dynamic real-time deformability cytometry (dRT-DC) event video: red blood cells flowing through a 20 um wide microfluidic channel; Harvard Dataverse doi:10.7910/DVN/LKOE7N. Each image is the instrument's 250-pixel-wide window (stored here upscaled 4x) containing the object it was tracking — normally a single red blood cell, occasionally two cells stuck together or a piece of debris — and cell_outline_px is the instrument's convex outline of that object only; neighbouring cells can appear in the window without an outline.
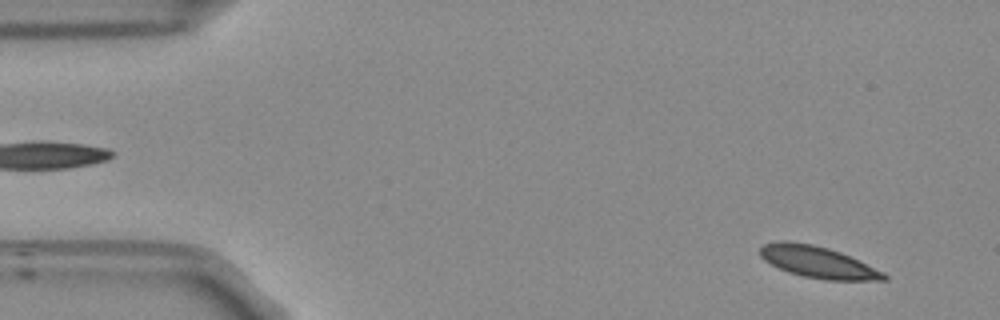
{"species": "Egyptian fruit bat (a non-hibernating species)", "species_latin": "Rousettus aegyptiacus", "temperature_condition": "room temperature", "stored_images_in_passage": 54, "camera_frame_rate_fps": 3000, "um_per_image_px": 0.085, "frame": {"image": 1, "passage_image": 3, "time_ms": 0.667, "image_size_px": [1000, 320], "cell_outline_px": [[888, 280], [824, 280], [804, 276], [788, 272], [764, 260], [760, 256], [760, 248], [764, 244], [776, 240], [788, 240], [812, 244], [828, 248], [840, 252], [884, 272], [888, 276]], "centroid_in_image_um": [69.5, 22.27], "position_along_channel_um": 15.5, "area_um2": 22.72}}
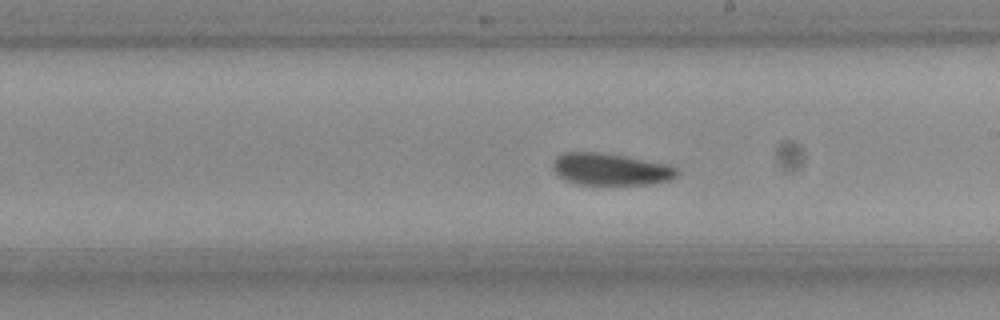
{"frame": {"image": 2, "passage_image": 29, "time_ms": 9.333, "image_size_px": [1000, 320], "cell_outline_px": [[680, 172], [676, 176], [668, 180], [652, 184], [576, 184], [564, 180], [552, 168], [552, 164], [556, 156], [564, 152], [596, 152], [624, 156], [668, 164], [676, 168]], "centroid_in_image_um": [51.88, 14.38], "position_along_channel_um": 237.1, "area_um2": 23.06}}
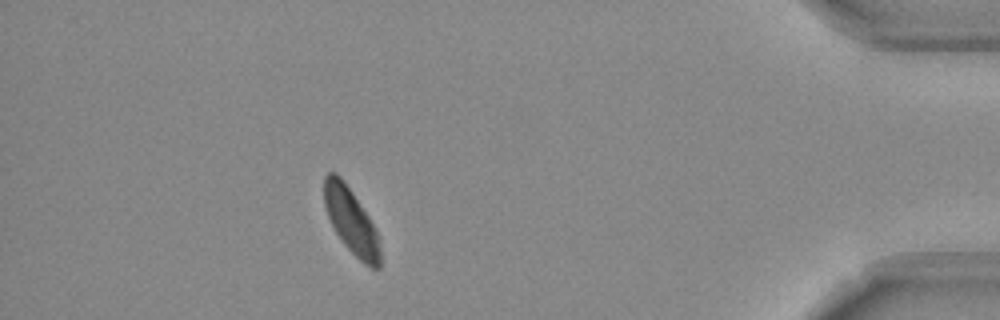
{"frame": {"image": 3, "passage_image": 47, "time_ms": 15.333, "image_size_px": [1000, 320], "cell_outline_px": [[380, 268], [372, 268], [364, 264], [344, 244], [336, 232], [328, 216], [324, 204], [324, 176], [328, 172], [336, 172], [340, 176], [352, 192], [368, 216], [376, 232], [380, 248]], "centroid_in_image_um": [29.83, 18.77], "position_along_channel_um": 405.4, "area_um2": 20.92}}